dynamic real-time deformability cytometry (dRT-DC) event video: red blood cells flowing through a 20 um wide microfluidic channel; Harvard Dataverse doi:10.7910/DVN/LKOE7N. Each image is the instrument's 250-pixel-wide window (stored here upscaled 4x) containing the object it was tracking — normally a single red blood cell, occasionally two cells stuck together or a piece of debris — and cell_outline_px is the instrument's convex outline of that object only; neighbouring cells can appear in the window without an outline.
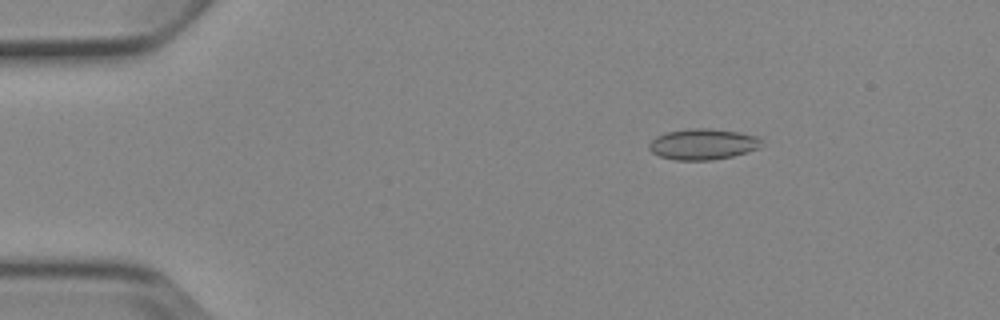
{"species": "Egyptian fruit bat (a non-hibernating species)", "species_latin": "Rousettus aegyptiacus", "temperature_condition": "cold", "stored_images_in_passage": 7, "camera_frame_rate_fps": 3000, "um_per_image_px": 0.085, "animal": {"sex": "female"}, "frame": {"image": 1, "passage_image": 3, "time_ms": 2.333, "image_size_px": [1000, 320], "cell_outline_px": [[764, 140], [760, 148], [732, 156], [712, 160], [676, 160], [660, 156], [652, 152], [648, 148], [648, 144], [656, 136], [668, 132], [692, 128], [712, 128], [740, 132], [756, 136]], "centroid_in_image_um": [59.77, 12.25], "position_along_channel_um": 25.2, "area_um2": 20.35}}
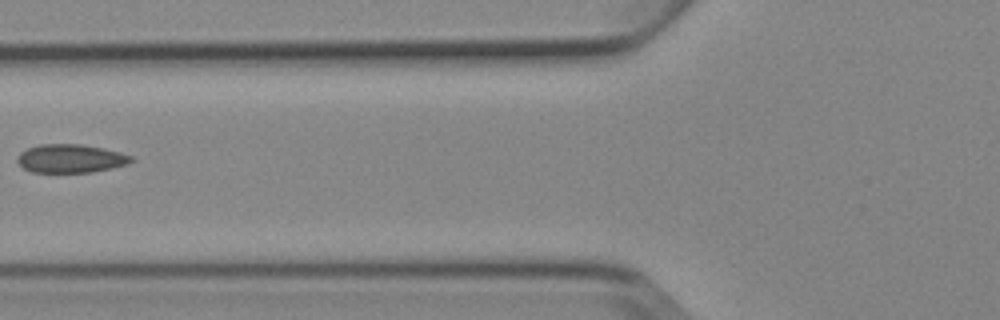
{"frame": {"image": 2, "passage_image": 6, "time_ms": 6.667, "image_size_px": [1000, 320], "cell_outline_px": [[136, 160], [128, 164], [112, 168], [92, 172], [32, 172], [24, 168], [16, 160], [16, 156], [20, 152], [28, 148], [40, 144], [80, 144], [104, 148], [120, 152], [132, 156]], "centroid_in_image_um": [6.02, 13.47], "position_along_channel_um": 119.8, "area_um2": 19.02}}
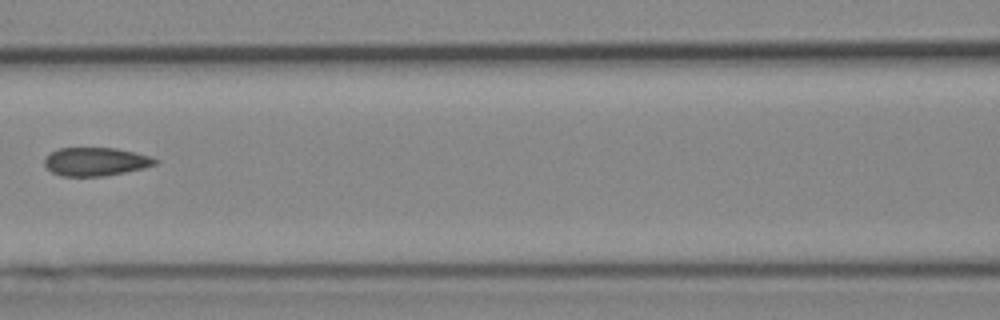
{"frame": {"image": 3, "passage_image": 7, "time_ms": 7.667, "image_size_px": [1000, 320], "cell_outline_px": [[160, 160], [156, 164], [144, 168], [104, 176], [60, 176], [52, 172], [44, 164], [44, 160], [52, 152], [60, 148], [116, 148], [136, 152]], "centroid_in_image_um": [8.15, 13.74], "position_along_channel_um": 158.4, "area_um2": 18.21}}